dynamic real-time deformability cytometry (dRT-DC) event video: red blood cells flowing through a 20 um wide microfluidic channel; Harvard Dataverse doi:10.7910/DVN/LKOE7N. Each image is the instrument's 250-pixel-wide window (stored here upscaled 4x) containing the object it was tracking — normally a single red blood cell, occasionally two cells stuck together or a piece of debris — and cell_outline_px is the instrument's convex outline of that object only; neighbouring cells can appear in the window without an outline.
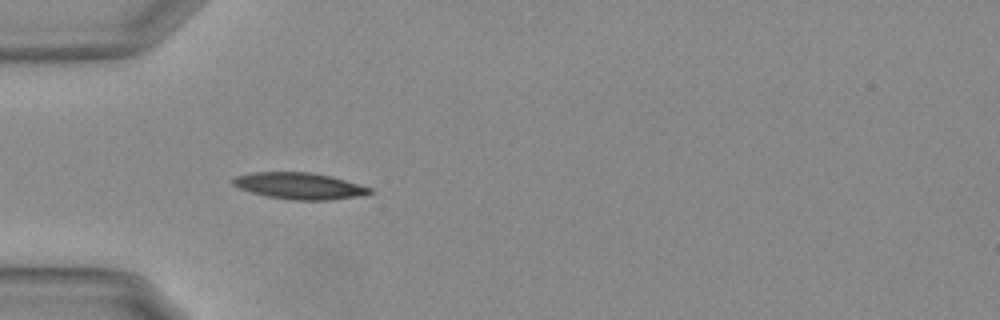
{"species": "Egyptian fruit bat (a non-hibernating species)", "species_latin": "Rousettus aegyptiacus", "temperature_condition": "warm", "stored_images_in_passage": 39, "camera_frame_rate_fps": 3000, "um_per_image_px": 0.085, "animal": {"sex": "female"}, "frame": {"image": 1, "passage_image": 1, "time_ms": 0.0, "image_size_px": [1000, 320], "cell_outline_px": [[372, 192], [364, 196], [328, 200], [292, 200], [268, 196], [252, 192], [240, 188], [232, 184], [232, 180], [236, 176], [256, 172], [308, 172], [332, 176], [372, 188]], "centroid_in_image_um": [25.5, 15.8], "position_along_channel_um": 59.5, "area_um2": 21.04}}
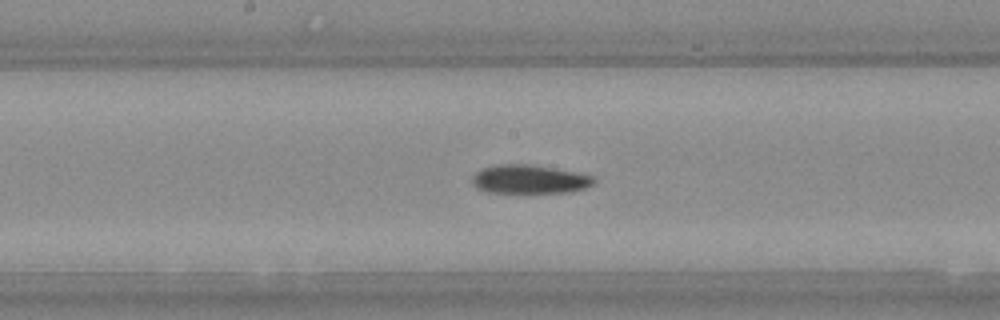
{"frame": {"image": 2, "passage_image": 13, "time_ms": 4.0, "image_size_px": [1000, 320], "cell_outline_px": [[596, 180], [592, 184], [584, 188], [568, 192], [488, 192], [476, 188], [472, 184], [472, 176], [476, 172], [484, 168], [500, 164], [528, 164], [572, 172], [592, 176]], "centroid_in_image_um": [44.94, 15.24], "position_along_channel_um": 203.3, "area_um2": 19.88}}
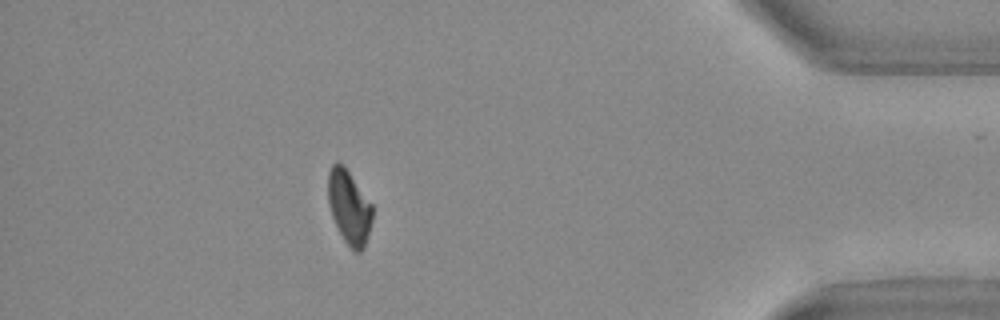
{"frame": {"image": 3, "passage_image": 33, "time_ms": 10.667, "image_size_px": [1000, 320], "cell_outline_px": [[372, 220], [368, 236], [364, 248], [360, 252], [356, 252], [344, 240], [332, 216], [328, 204], [328, 172], [332, 164], [336, 160], [348, 172], [372, 204]], "centroid_in_image_um": [29.67, 17.62], "position_along_channel_um": 405.5, "area_um2": 18.73}, "authors_computed_cell_mechanics": {"area_um2": 20.3456, "velocity_mm_per_s": 3.7084, "shape_relaxation_time_tau1_ms": 8.5844, "shape_relaxation_time_tau2_ms": null, "deformation_change_tau1": 0.2278, "deformation_change_tau2": null}}